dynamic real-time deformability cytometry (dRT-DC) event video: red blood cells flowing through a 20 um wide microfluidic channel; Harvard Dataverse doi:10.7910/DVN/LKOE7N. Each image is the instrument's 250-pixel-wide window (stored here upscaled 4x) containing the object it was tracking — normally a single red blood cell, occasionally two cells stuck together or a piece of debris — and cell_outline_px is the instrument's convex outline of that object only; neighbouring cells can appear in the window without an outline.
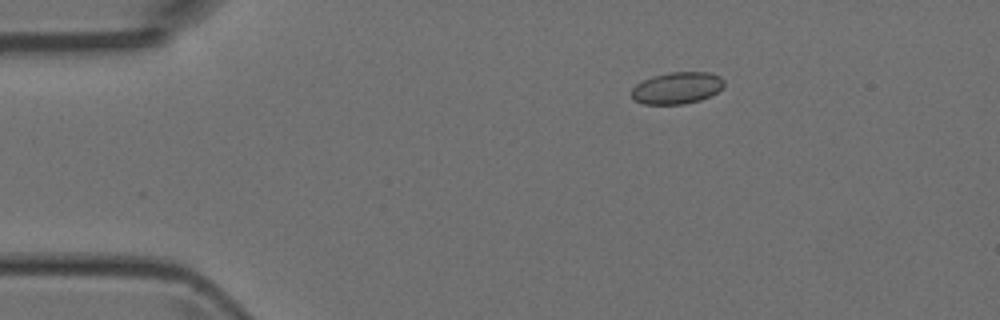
{"species": "Egyptian fruit bat (a non-hibernating species)", "species_latin": "Rousettus aegyptiacus", "temperature_condition": "room temperature", "stored_images_in_passage": 5, "camera_frame_rate_fps": 3000, "um_per_image_px": 0.085, "animal": {"sex": "female"}, "frame": {"image": 1, "passage_image": 1, "time_ms": 0.0, "image_size_px": [1000, 320], "cell_outline_px": [[724, 84], [716, 92], [700, 100], [684, 104], [644, 104], [636, 100], [632, 96], [632, 88], [636, 84], [644, 80], [668, 72], [712, 72], [720, 76], [724, 80]], "centroid_in_image_um": [57.56, 7.47], "position_along_channel_um": 27.4, "area_um2": 16.94}}
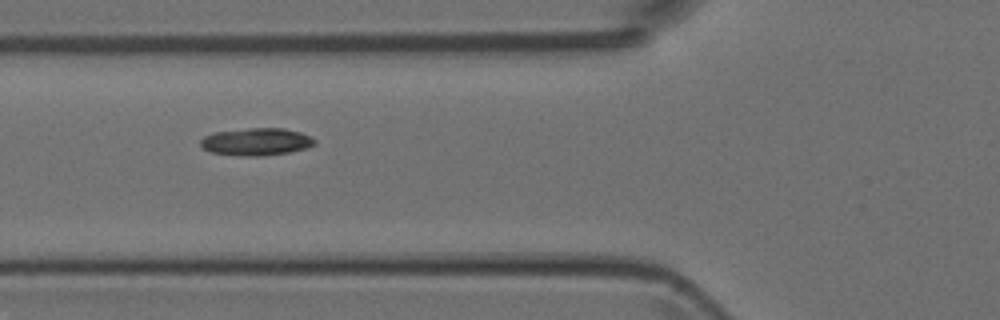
{"frame": {"image": 2, "passage_image": 4, "time_ms": 3.333, "image_size_px": [1000, 320], "cell_outline_px": [[316, 144], [308, 148], [288, 152], [264, 156], [244, 156], [212, 152], [204, 148], [200, 144], [200, 140], [204, 136], [216, 132], [248, 128], [284, 128], [300, 132], [312, 136], [316, 140]], "centroid_in_image_um": [21.84, 12.04], "position_along_channel_um": 104.0, "area_um2": 18.26}}
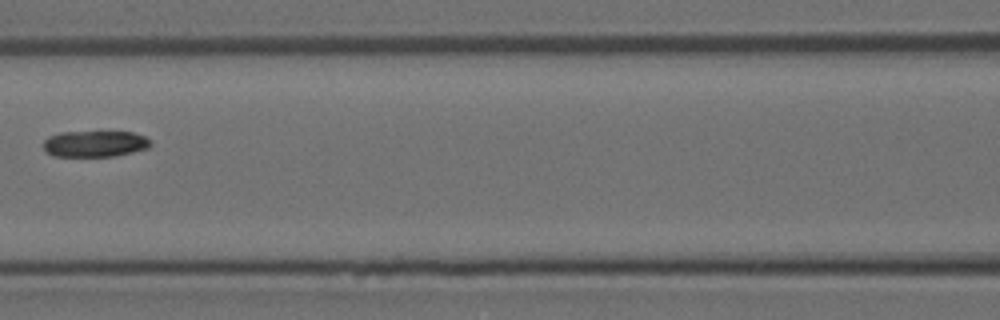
{"frame": {"image": 3, "passage_image": 5, "time_ms": 4.667, "image_size_px": [1000, 320], "cell_outline_px": [[152, 144], [148, 148], [116, 156], [52, 156], [44, 148], [44, 140], [48, 136], [60, 132], [132, 132], [144, 136], [152, 140]], "centroid_in_image_um": [8.08, 12.22], "position_along_channel_um": 158.5, "area_um2": 16.42}}